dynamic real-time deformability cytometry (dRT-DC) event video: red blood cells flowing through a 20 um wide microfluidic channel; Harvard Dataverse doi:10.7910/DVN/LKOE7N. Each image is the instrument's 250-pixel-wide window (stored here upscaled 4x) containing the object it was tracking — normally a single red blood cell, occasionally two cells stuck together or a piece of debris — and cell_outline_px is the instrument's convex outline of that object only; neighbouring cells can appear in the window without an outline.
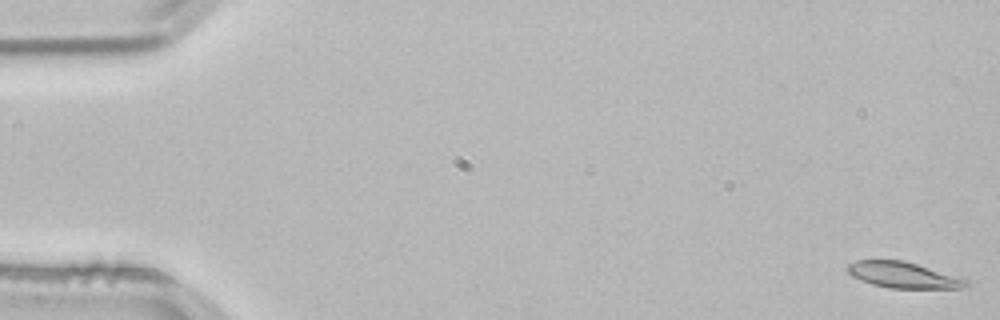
{"species": "common noctule bat (a hibernating species)", "species_latin": "Nyctalus noctula", "temperature_condition": "room temperature", "stored_images_in_passage": 53, "camera_frame_rate_fps": 3000, "um_per_image_px": 0.085, "animal": {"sex": "male", "body_mass_g": 21.5, "forearm_length_mm": 52.0}, "frame": {"image": 1, "passage_image": 1, "time_ms": 0.0, "image_size_px": [1000, 320], "cell_outline_px": [[968, 284], [960, 288], [892, 288], [872, 284], [860, 280], [852, 276], [848, 272], [848, 264], [856, 260], [900, 260], [916, 264], [968, 280]], "centroid_in_image_um": [76.72, 23.38], "position_along_channel_um": 8.3, "area_um2": 17.51}}
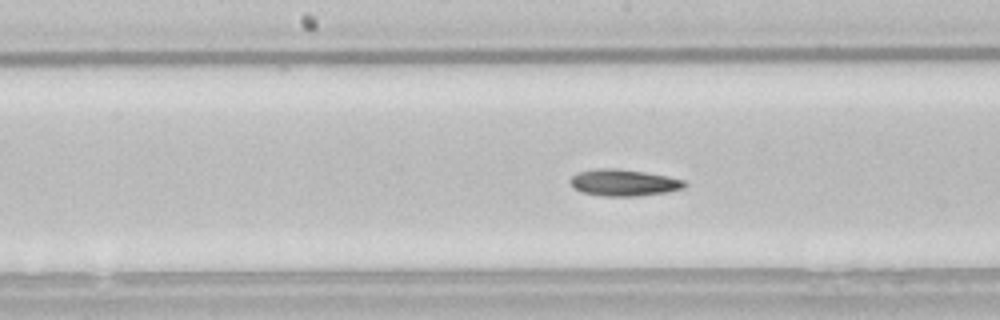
{"frame": {"image": 2, "passage_image": 27, "time_ms": 8.667, "image_size_px": [1000, 320], "cell_outline_px": [[688, 184], [684, 188], [668, 192], [640, 196], [604, 196], [580, 192], [572, 188], [568, 180], [576, 172], [596, 168], [612, 168], [644, 172], [684, 180]], "centroid_in_image_um": [52.96, 15.53], "position_along_channel_um": 195.2, "area_um2": 17.92}}
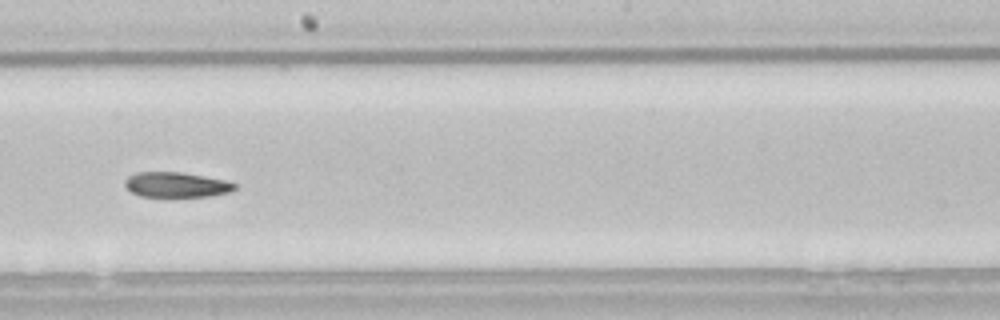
{"frame": {"image": 3, "passage_image": 30, "time_ms": 9.667, "image_size_px": [1000, 320], "cell_outline_px": [[236, 188], [228, 192], [208, 196], [168, 200], [140, 196], [132, 192], [124, 184], [124, 180], [128, 176], [136, 172], [180, 172], [204, 176], [224, 180], [236, 184]], "centroid_in_image_um": [14.93, 15.75], "position_along_channel_um": 233.3, "area_um2": 16.82}, "authors_computed_cell_mechanics": {"area_um2": 17.6868, "velocity_mm_per_s": 3.8199, "shape_relaxation_time_tau1_ms": 5.4348, "shape_relaxation_time_tau2_ms": 6.549, "deformation_change_tau1": 0.15, "deformation_change_tau2": 0.122}}